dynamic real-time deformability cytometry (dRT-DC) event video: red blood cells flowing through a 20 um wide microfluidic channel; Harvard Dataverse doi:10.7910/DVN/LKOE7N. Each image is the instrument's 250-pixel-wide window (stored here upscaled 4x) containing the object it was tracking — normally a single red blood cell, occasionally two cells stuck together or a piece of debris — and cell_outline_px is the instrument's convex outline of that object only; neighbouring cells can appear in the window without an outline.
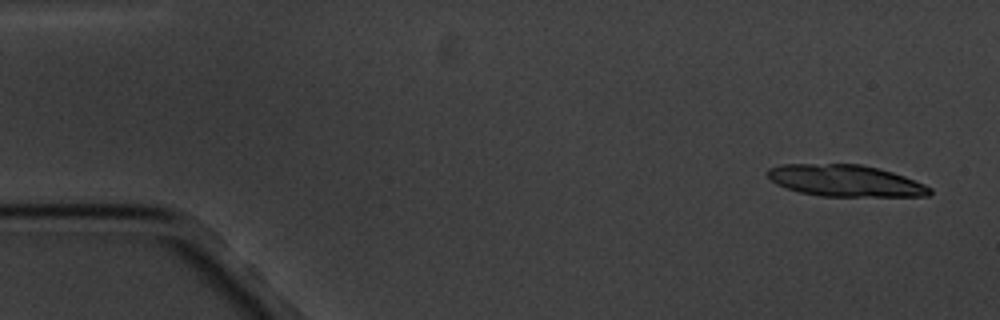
{"species": "common noctule bat (a hibernating species)", "species_latin": "Nyctalus noctula", "temperature_condition": "cold", "stored_images_in_passage": 5, "camera_frame_rate_fps": 3000, "um_per_image_px": 0.085, "animal": {"sex": "male", "body_mass_g": 20.1, "forearm_length_mm": 53.5}, "frame": {"image": 1, "passage_image": 1, "time_ms": 0.0, "image_size_px": [1000, 320], "cell_outline_px": [[932, 192], [928, 196], [820, 196], [800, 192], [776, 184], [768, 176], [768, 168], [780, 164], [860, 164], [880, 168], [904, 176], [924, 184], [932, 188]], "centroid_in_image_um": [71.87, 15.35], "position_along_channel_um": 13.1, "area_um2": 29.82}}